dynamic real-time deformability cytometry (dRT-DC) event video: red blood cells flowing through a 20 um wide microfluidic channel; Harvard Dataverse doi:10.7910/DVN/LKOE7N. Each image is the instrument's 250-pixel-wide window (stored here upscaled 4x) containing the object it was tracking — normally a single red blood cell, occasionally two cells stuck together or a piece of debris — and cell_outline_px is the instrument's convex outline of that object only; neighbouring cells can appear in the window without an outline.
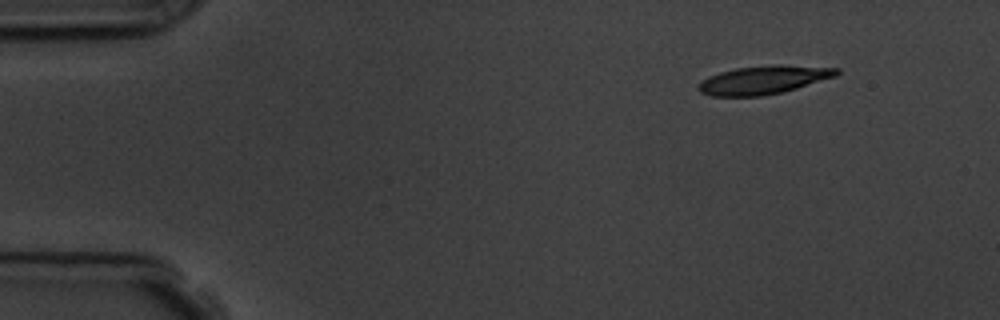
{"species": "common noctule bat (a hibernating species)", "species_latin": "Nyctalus noctula", "temperature_condition": "room temperature", "stored_images_in_passage": 5, "camera_frame_rate_fps": 3000, "um_per_image_px": 0.085, "animal": {"sex": "male", "body_mass_g": 19.5, "forearm_length_mm": 54.6}, "frame": {"image": 1, "passage_image": 1, "time_ms": 0.0, "image_size_px": [1000, 320], "cell_outline_px": [[840, 72], [836, 76], [796, 88], [780, 92], [760, 96], [712, 96], [700, 92], [696, 88], [700, 80], [708, 76], [720, 72], [736, 68], [772, 64], [780, 64], [840, 68]], "centroid_in_image_um": [64.87, 6.78], "position_along_channel_um": 20.1, "area_um2": 22.95}}
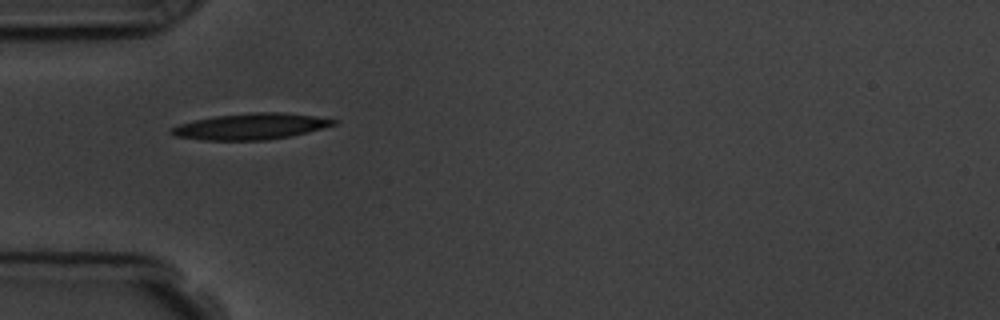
{"frame": {"image": 2, "passage_image": 4, "time_ms": 3.667, "image_size_px": [1000, 320], "cell_outline_px": [[340, 120], [336, 124], [308, 132], [292, 136], [268, 140], [204, 140], [176, 136], [168, 132], [168, 128], [180, 124], [212, 116], [252, 112], [280, 112], [316, 116]], "centroid_in_image_um": [21.33, 10.74], "position_along_channel_um": 63.7, "area_um2": 24.85}}